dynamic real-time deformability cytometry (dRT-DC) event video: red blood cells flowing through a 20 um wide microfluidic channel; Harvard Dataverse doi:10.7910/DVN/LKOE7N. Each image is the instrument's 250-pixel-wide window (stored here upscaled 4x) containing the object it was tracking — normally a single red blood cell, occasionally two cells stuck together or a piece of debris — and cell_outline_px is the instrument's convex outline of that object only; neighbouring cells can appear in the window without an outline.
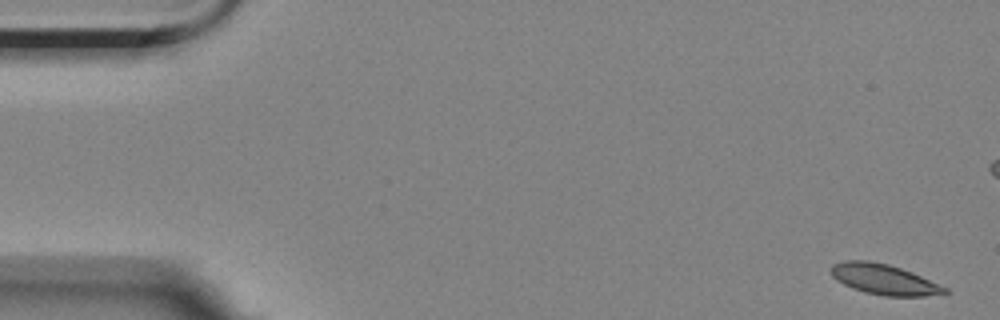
{"species": "Egyptian fruit bat (a non-hibernating species)", "species_latin": "Rousettus aegyptiacus", "temperature_condition": "room temperature", "stored_images_in_passage": 6, "camera_frame_rate_fps": 3000, "um_per_image_px": 0.085, "animal": {"sex": "female"}, "frame": {"image": 1, "passage_image": 1, "time_ms": 0.0, "image_size_px": [1000, 320], "cell_outline_px": [[948, 292], [924, 296], [884, 296], [864, 292], [852, 288], [836, 280], [832, 276], [832, 264], [844, 260], [868, 260], [888, 264], [900, 268], [920, 276], [948, 288]], "centroid_in_image_um": [75.1, 23.74], "position_along_channel_um": 9.9, "area_um2": 19.94}}